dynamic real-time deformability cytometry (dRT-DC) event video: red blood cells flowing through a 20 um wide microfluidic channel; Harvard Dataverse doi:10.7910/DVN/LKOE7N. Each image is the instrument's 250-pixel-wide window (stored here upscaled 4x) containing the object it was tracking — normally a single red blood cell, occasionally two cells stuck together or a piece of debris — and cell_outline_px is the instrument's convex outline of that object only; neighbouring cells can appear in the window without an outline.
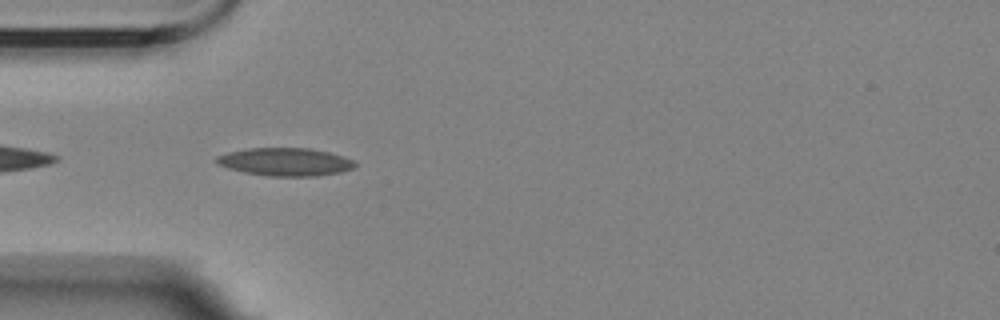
{"species": "Egyptian fruit bat (a non-hibernating species)", "species_latin": "Rousettus aegyptiacus", "temperature_condition": "room temperature", "stored_images_in_passage": 16, "camera_frame_rate_fps": 3000, "um_per_image_px": 0.085, "animal": {"sex": "female"}, "frame": {"image": 1, "passage_image": 3, "time_ms": 0.667, "image_size_px": [1000, 320], "cell_outline_px": [[356, 164], [352, 168], [340, 172], [316, 176], [268, 176], [244, 172], [228, 168], [216, 164], [216, 156], [228, 152], [248, 148], [312, 148], [328, 152], [352, 160]], "centroid_in_image_um": [24.2, 13.76], "position_along_channel_um": 60.8, "area_um2": 22.43}}
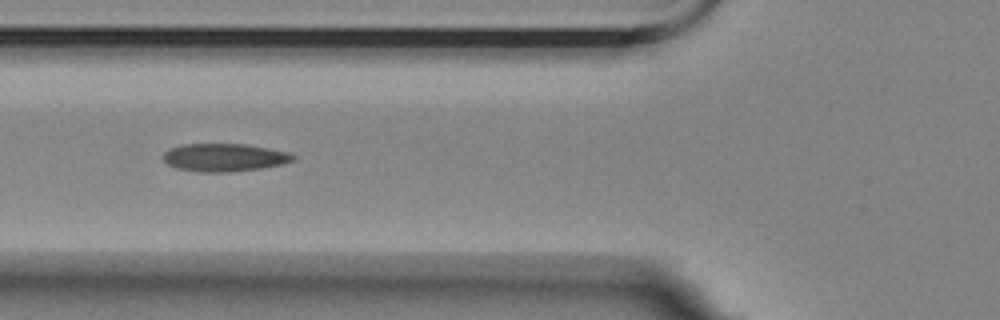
{"frame": {"image": 2, "passage_image": 7, "time_ms": 2.0, "image_size_px": [1000, 320], "cell_outline_px": [[296, 160], [280, 164], [260, 168], [228, 172], [200, 172], [176, 168], [168, 164], [160, 156], [168, 148], [180, 144], [244, 144], [292, 152], [296, 156]], "centroid_in_image_um": [19.05, 13.37], "position_along_channel_um": 106.8, "area_um2": 21.33}}
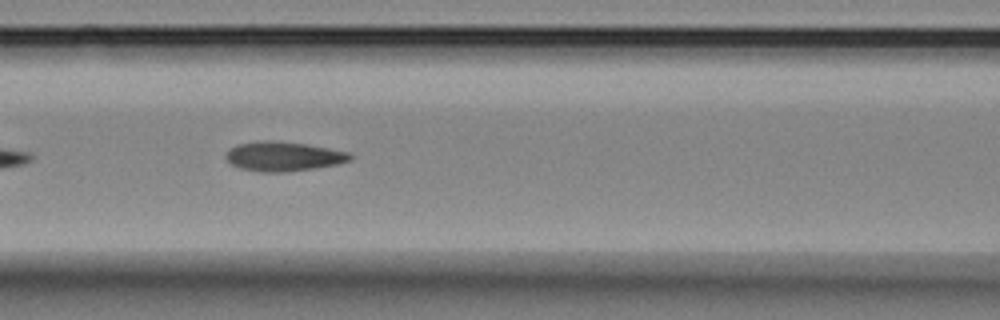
{"frame": {"image": 3, "passage_image": 10, "time_ms": 3.0, "image_size_px": [1000, 320], "cell_outline_px": [[352, 160], [336, 164], [288, 172], [260, 172], [240, 168], [232, 164], [224, 156], [236, 144], [260, 140], [268, 140], [308, 144], [348, 152], [352, 156]], "centroid_in_image_um": [24.08, 13.29], "position_along_channel_um": 142.5, "area_um2": 21.21}}